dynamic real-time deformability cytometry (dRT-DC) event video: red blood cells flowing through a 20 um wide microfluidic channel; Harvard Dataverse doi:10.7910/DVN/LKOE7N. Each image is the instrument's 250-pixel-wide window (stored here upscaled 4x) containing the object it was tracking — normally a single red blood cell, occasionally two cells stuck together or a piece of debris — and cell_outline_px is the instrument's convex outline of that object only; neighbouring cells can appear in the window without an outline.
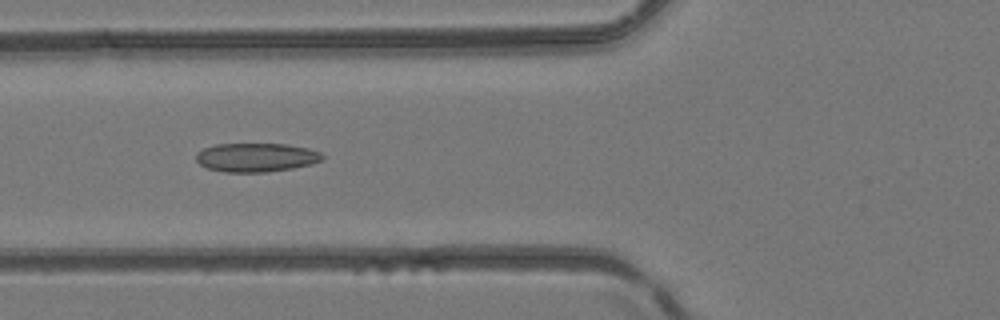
{"species": "common noctule bat (a hibernating species)", "species_latin": "Nyctalus noctula", "temperature_condition": "room temperature", "stored_images_in_passage": 6, "camera_frame_rate_fps": 3000, "um_per_image_px": 0.085, "animal": {"sex": "female", "body_mass_g": 24.6, "forearm_length_mm": 56.2}, "frame": {"image": 1, "passage_image": 6, "time_ms": 1.667, "image_size_px": [1000, 320], "cell_outline_px": [[324, 156], [320, 160], [312, 164], [292, 168], [264, 172], [224, 172], [208, 168], [200, 164], [196, 160], [196, 156], [204, 148], [216, 144], [288, 144], [308, 148], [320, 152]], "centroid_in_image_um": [21.79, 13.38], "position_along_channel_um": 104.0, "area_um2": 21.04}}